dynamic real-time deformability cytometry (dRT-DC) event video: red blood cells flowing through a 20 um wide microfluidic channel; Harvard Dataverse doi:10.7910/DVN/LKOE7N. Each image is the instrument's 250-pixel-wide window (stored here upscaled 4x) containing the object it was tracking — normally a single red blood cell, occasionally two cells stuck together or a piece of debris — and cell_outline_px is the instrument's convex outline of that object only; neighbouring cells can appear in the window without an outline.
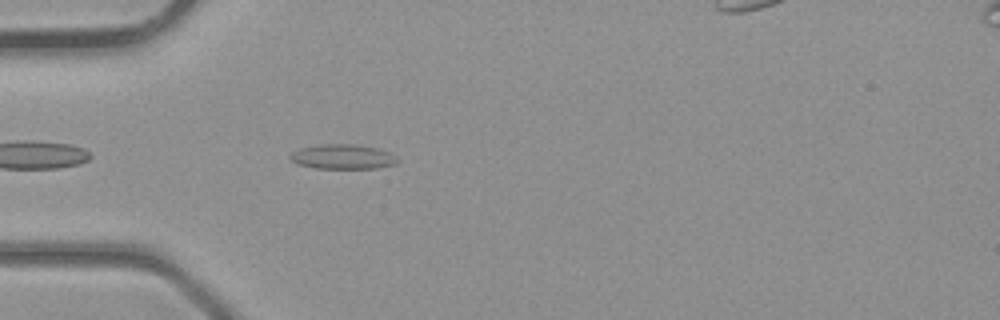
{"species": "common noctule bat (a hibernating species)", "species_latin": "Nyctalus noctula", "temperature_condition": "room temperature", "stored_images_in_passage": 31, "camera_frame_rate_fps": 3000, "um_per_image_px": 0.085, "animal": {"sex": "male", "body_mass_g": 23.1, "forearm_length_mm": 52.7}, "frame": {"image": 1, "passage_image": 3, "time_ms": 0.667, "image_size_px": [1000, 320], "cell_outline_px": [[400, 160], [396, 164], [380, 168], [316, 168], [296, 164], [288, 156], [292, 152], [300, 148], [320, 144], [352, 144], [376, 148], [388, 152], [396, 156]], "centroid_in_image_um": [29.14, 13.33], "position_along_channel_um": 55.9, "area_um2": 15.49}}
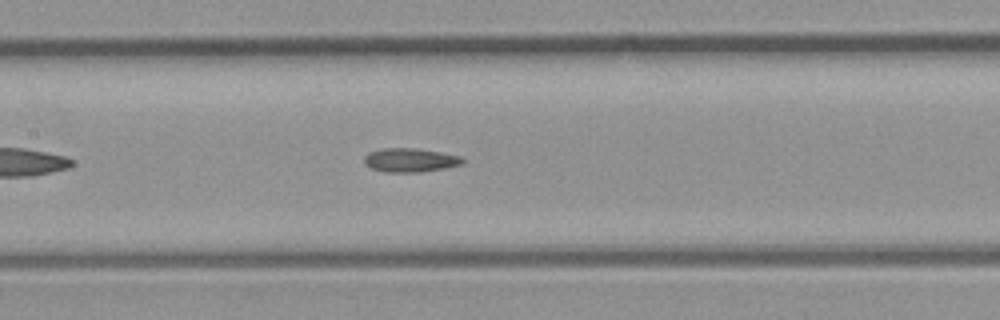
{"frame": {"image": 2, "passage_image": 10, "time_ms": 3.0, "image_size_px": [1000, 320], "cell_outline_px": [[464, 164], [444, 168], [420, 172], [384, 172], [372, 168], [364, 164], [364, 156], [368, 152], [380, 148], [416, 148], [440, 152], [460, 156], [464, 160]], "centroid_in_image_um": [34.84, 13.6], "position_along_channel_um": 172.6, "area_um2": 13.76}}
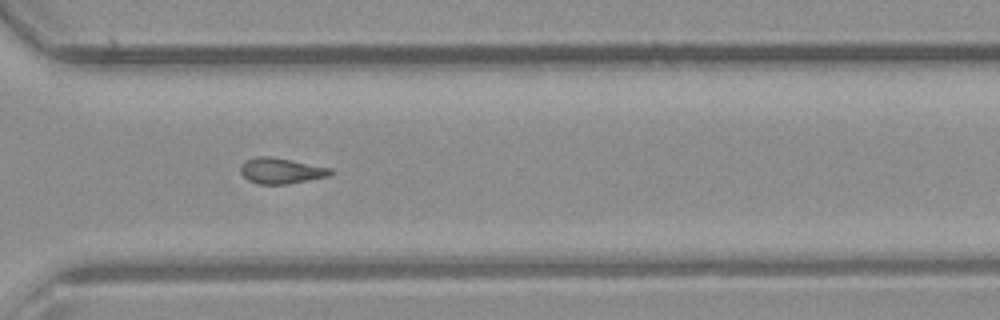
{"frame": {"image": 3, "passage_image": 20, "time_ms": 6.333, "image_size_px": [1000, 320], "cell_outline_px": [[332, 172], [328, 176], [288, 184], [256, 184], [248, 180], [240, 172], [240, 168], [244, 160], [256, 156], [268, 156], [292, 160], [332, 168]], "centroid_in_image_um": [23.86, 14.51], "position_along_channel_um": 346.7, "area_um2": 13.53}}